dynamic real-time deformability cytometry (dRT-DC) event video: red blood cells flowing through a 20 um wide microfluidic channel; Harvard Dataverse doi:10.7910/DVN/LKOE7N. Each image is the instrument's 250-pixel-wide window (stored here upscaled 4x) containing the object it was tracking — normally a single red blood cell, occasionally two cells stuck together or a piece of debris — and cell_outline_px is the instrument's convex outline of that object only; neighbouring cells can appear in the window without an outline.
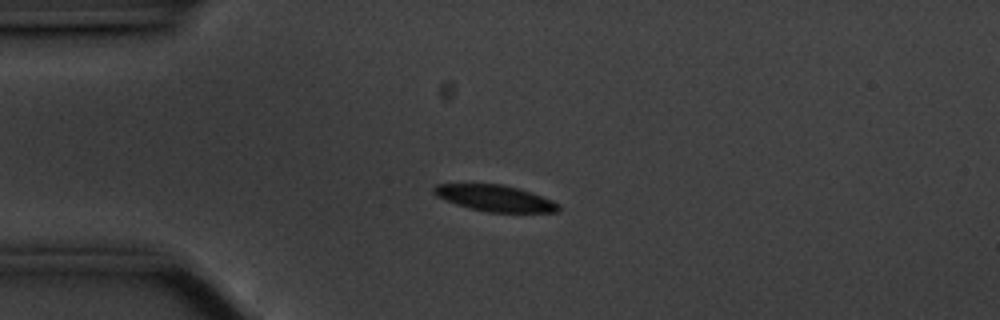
{"species": "common noctule bat (a hibernating species)", "species_latin": "Nyctalus noctula", "temperature_condition": "cold", "stored_images_in_passage": 44, "camera_frame_rate_fps": 3000, "um_per_image_px": 0.085, "animal": {"sex": "male", "body_mass_g": 20.1, "forearm_length_mm": 53.5}, "frame": {"image": 1, "passage_image": 1, "time_ms": 0.0, "image_size_px": [1000, 320], "cell_outline_px": [[560, 208], [556, 212], [488, 212], [456, 204], [444, 200], [436, 196], [432, 192], [432, 188], [436, 184], [500, 184], [516, 188], [552, 200], [560, 204]], "centroid_in_image_um": [42.03, 16.85], "position_along_channel_um": 43.0, "area_um2": 18.79}}
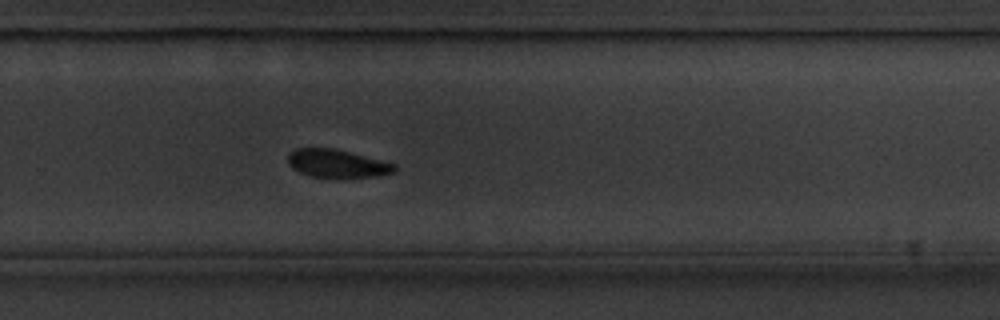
{"frame": {"image": 2, "passage_image": 25, "time_ms": 8.0, "image_size_px": [1000, 320], "cell_outline_px": [[396, 172], [380, 176], [312, 176], [300, 172], [292, 168], [288, 164], [288, 152], [296, 148], [336, 148], [396, 164]], "centroid_in_image_um": [28.65, 13.87], "position_along_channel_um": 301.2, "area_um2": 17.22}}
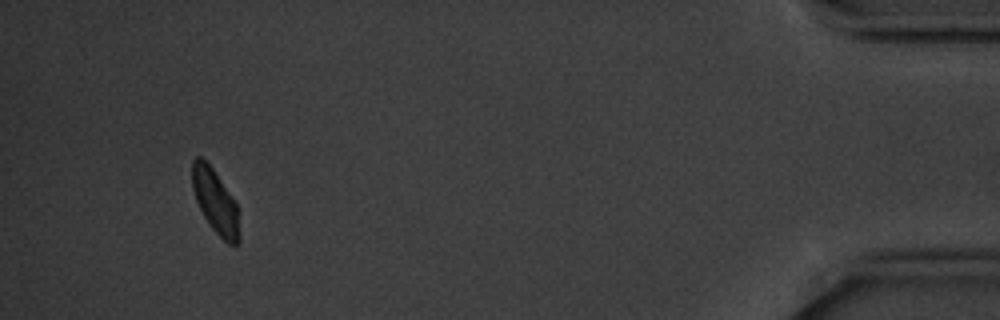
{"frame": {"image": 3, "passage_image": 41, "time_ms": 13.333, "image_size_px": [1000, 320], "cell_outline_px": [[240, 240], [236, 244], [228, 244], [208, 224], [196, 200], [192, 188], [192, 160], [196, 156], [200, 156], [212, 168], [236, 204], [240, 236]], "centroid_in_image_um": [18.28, 17.13], "position_along_channel_um": 416.9, "area_um2": 17.17}, "authors_computed_cell_mechanics": {"area_um2": 19.2474, "velocity_mm_per_s": 3.4847, "shape_relaxation_time_tau1_ms": 1.9566, "shape_relaxation_time_tau2_ms": null, "deformation_change_tau1": 0.0784, "deformation_change_tau2": null}}